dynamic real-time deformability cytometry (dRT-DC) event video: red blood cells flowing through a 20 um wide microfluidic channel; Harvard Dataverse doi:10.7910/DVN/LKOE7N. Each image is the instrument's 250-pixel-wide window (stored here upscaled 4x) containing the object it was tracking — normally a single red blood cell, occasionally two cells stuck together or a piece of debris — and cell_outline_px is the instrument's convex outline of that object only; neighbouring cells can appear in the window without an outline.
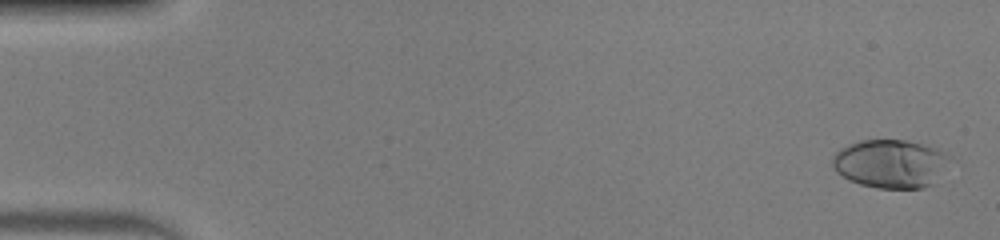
{"species": "human", "species_latin": "Homo sapiens", "temperature_condition": "warm", "stored_images_in_passage": 51, "camera_frame_rate_fps": 3000, "um_per_image_px": 0.085, "donor": {"sex": "male"}, "frame": {"image": 1, "passage_image": 2, "time_ms": 0.333, "image_size_px": [1000, 240], "cell_outline_px": [[952, 156], [932, 184], [924, 188], [880, 188], [860, 184], [848, 180], [836, 172], [832, 164], [832, 156], [840, 148], [848, 144], [860, 140], [908, 140], [924, 144], [936, 148]], "centroid_in_image_um": [75.66, 13.9], "position_along_channel_um": 9.3, "area_um2": 33.12}}
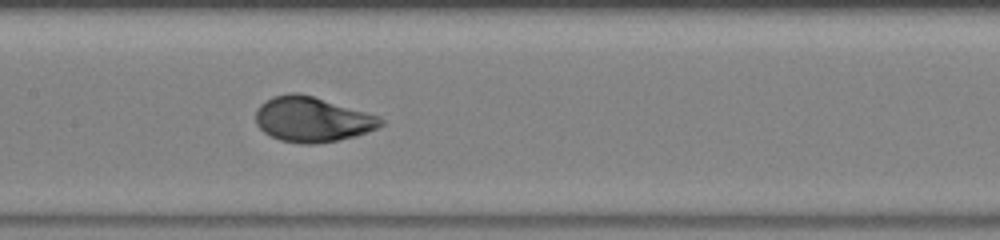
{"frame": {"image": 2, "passage_image": 26, "time_ms": 8.333, "image_size_px": [1000, 240], "cell_outline_px": [[384, 124], [376, 128], [356, 136], [316, 144], [304, 144], [280, 140], [264, 132], [256, 124], [256, 112], [260, 104], [272, 96], [288, 92], [300, 92], [380, 116], [384, 120]], "centroid_in_image_um": [26.53, 10.13], "position_along_channel_um": 180.9, "area_um2": 32.89}}
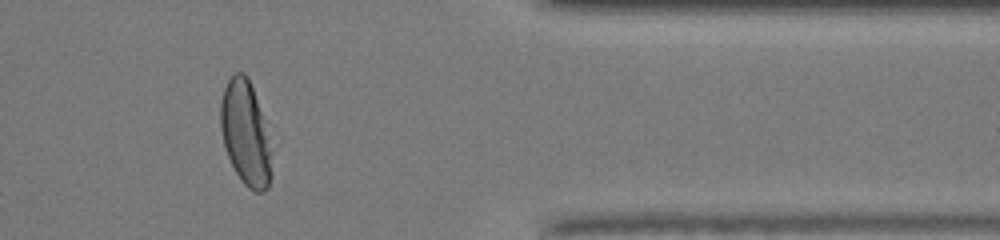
{"frame": {"image": 3, "passage_image": 43, "time_ms": 14.0, "image_size_px": [1000, 240], "cell_outline_px": [[272, 176], [268, 188], [264, 192], [256, 192], [248, 188], [240, 180], [228, 156], [224, 144], [220, 128], [220, 100], [224, 88], [228, 80], [236, 72], [244, 72], [248, 76], [272, 148]], "centroid_in_image_um": [20.87, 11.38], "position_along_channel_um": 390.5, "area_um2": 31.04}, "authors_computed_cell_mechanics": {"area_um2": 32.7726, "velocity_mm_per_s": 4.0512, "shape_relaxation_time_tau1_ms": 3.0606, "shape_relaxation_time_tau2_ms": null, "deformation_change_tau1": 0.2023, "deformation_change_tau2": null}}